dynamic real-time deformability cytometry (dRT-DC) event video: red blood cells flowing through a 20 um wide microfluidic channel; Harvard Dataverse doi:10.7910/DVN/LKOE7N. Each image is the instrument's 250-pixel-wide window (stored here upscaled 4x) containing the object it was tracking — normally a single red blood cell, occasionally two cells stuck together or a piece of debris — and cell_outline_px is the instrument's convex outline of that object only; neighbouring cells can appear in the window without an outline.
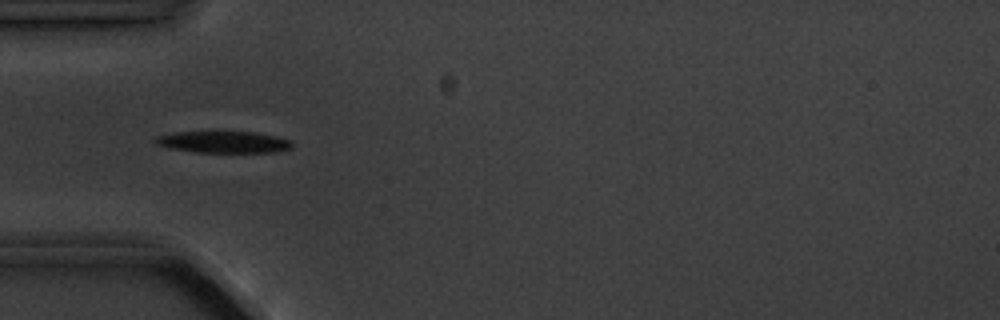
{"species": "common noctule bat (a hibernating species)", "species_latin": "Nyctalus noctula", "temperature_condition": "cold", "stored_images_in_passage": 8, "camera_frame_rate_fps": 3000, "um_per_image_px": 0.085, "animal": {"sex": "male", "body_mass_g": 20.1, "forearm_length_mm": 53.5}, "frame": {"image": 1, "passage_image": 5, "time_ms": 4.333, "image_size_px": [1000, 320], "cell_outline_px": [[292, 148], [272, 152], [196, 152], [168, 148], [156, 144], [152, 140], [156, 136], [176, 132], [256, 132], [276, 136], [288, 140], [292, 144]], "centroid_in_image_um": [18.94, 12.07], "position_along_channel_um": 66.1, "area_um2": 17.17}}
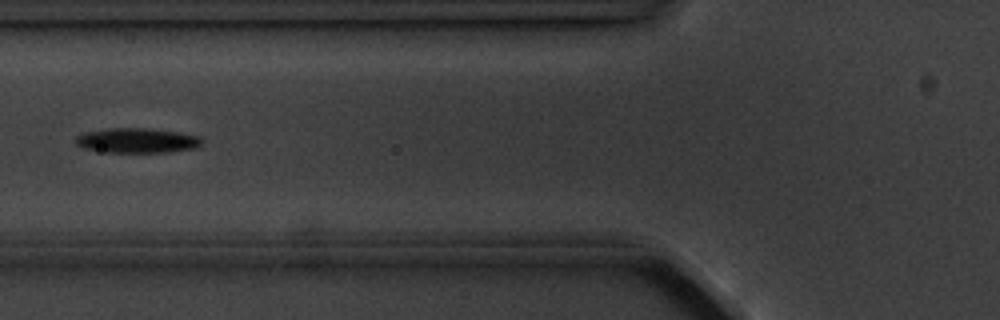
{"frame": {"image": 2, "passage_image": 6, "time_ms": 5.667, "image_size_px": [1000, 320], "cell_outline_px": [[200, 144], [192, 148], [168, 152], [104, 152], [84, 148], [76, 144], [76, 136], [84, 132], [112, 128], [144, 128], [180, 132], [200, 136]], "centroid_in_image_um": [11.61, 11.94], "position_along_channel_um": 114.2, "area_um2": 18.03}}